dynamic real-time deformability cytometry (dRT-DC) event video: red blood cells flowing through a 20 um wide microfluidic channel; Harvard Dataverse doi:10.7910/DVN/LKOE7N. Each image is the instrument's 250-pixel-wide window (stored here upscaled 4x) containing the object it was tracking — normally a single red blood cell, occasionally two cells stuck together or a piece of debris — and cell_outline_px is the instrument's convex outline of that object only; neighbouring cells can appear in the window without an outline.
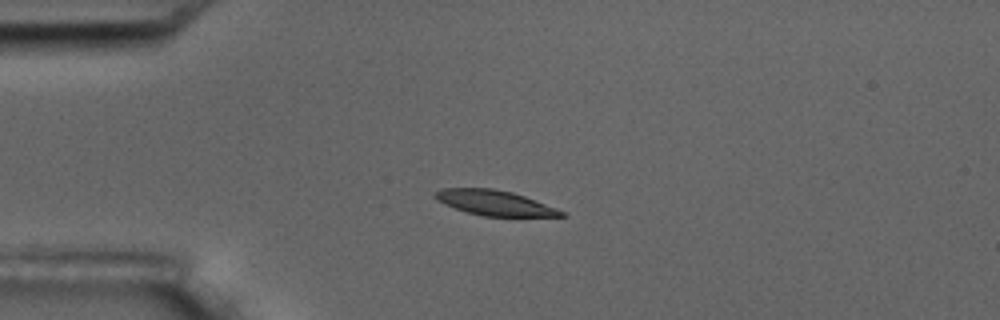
{"species": "common noctule bat (a hibernating species)", "species_latin": "Nyctalus noctula", "temperature_condition": "room temperature", "stored_images_in_passage": 5, "camera_frame_rate_fps": 3000, "um_per_image_px": 0.085, "animal": {"sex": "male", "body_mass_g": 17.5, "forearm_length_mm": 52.3}, "frame": {"image": 1, "passage_image": 1, "time_ms": 0.0, "image_size_px": [1000, 320], "cell_outline_px": [[568, 216], [480, 216], [444, 204], [436, 200], [432, 196], [440, 188], [492, 188], [512, 192], [524, 196], [556, 208], [564, 212]], "centroid_in_image_um": [42.0, 17.23], "position_along_channel_um": 43.0, "area_um2": 18.32}}
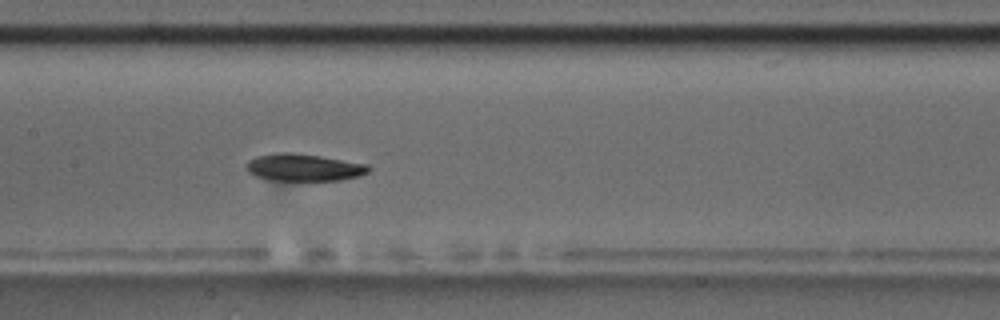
{"frame": {"image": 2, "passage_image": 5, "time_ms": 4.667, "image_size_px": [1000, 320], "cell_outline_px": [[372, 168], [368, 172], [360, 176], [340, 180], [272, 180], [256, 176], [248, 172], [244, 168], [244, 164], [248, 160], [256, 156], [280, 152], [292, 152], [320, 156], [368, 164]], "centroid_in_image_um": [25.8, 14.22], "position_along_channel_um": 181.6, "area_um2": 19.54}}